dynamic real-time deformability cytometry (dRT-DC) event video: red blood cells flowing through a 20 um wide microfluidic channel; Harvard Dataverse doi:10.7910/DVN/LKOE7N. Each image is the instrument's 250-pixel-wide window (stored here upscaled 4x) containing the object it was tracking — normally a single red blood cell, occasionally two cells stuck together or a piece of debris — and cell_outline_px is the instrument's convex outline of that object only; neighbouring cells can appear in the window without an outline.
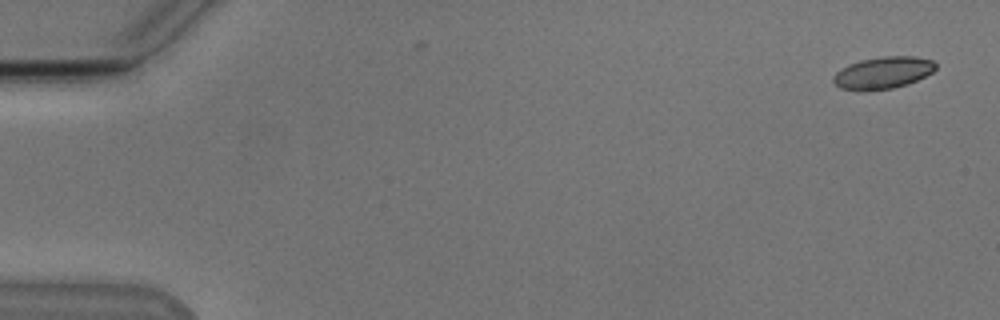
{"species": "Egyptian fruit bat (a non-hibernating species)", "species_latin": "Rousettus aegyptiacus", "temperature_condition": "cold", "stored_images_in_passage": 5, "camera_frame_rate_fps": 3000, "um_per_image_px": 0.085, "animal": {"sex": "male"}, "frame": {"image": 1, "passage_image": 1, "time_ms": 0.0, "image_size_px": [1000, 320], "cell_outline_px": [[936, 68], [932, 72], [908, 84], [892, 88], [840, 88], [832, 80], [832, 76], [836, 72], [848, 64], [860, 60], [880, 56], [916, 56], [932, 60], [936, 64]], "centroid_in_image_um": [75.08, 6.13], "position_along_channel_um": 9.9, "area_um2": 18.55}}